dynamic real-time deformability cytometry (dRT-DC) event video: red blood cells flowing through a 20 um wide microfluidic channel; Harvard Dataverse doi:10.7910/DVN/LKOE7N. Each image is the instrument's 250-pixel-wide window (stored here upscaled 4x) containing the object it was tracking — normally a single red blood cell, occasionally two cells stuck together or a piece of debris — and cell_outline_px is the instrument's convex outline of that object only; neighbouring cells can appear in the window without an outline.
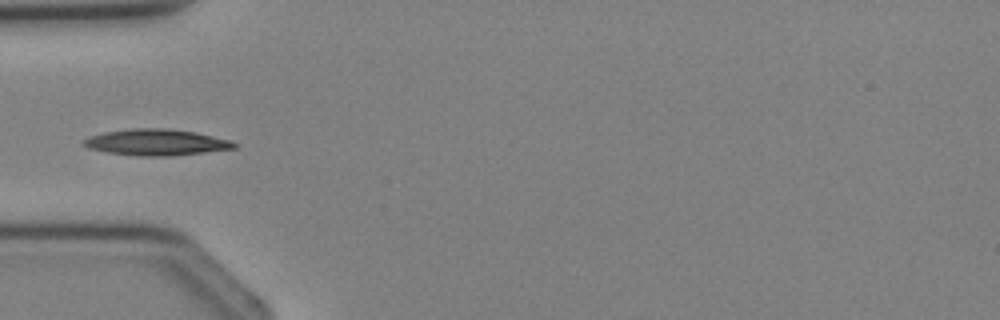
{"species": "Egyptian fruit bat (a non-hibernating species)", "species_latin": "Rousettus aegyptiacus", "temperature_condition": "cold", "stored_images_in_passage": 3, "camera_frame_rate_fps": 3000, "um_per_image_px": 0.085, "animal": {"sex": "female"}, "frame": {"image": 1, "passage_image": 3, "time_ms": 2.333, "image_size_px": [1000, 320], "cell_outline_px": [[236, 148], [204, 152], [168, 156], [140, 156], [108, 152], [88, 148], [80, 140], [88, 136], [104, 132], [132, 128], [168, 128], [196, 132], [232, 140], [236, 144]], "centroid_in_image_um": [13.27, 12.08], "position_along_channel_um": 71.7, "area_um2": 23.06}}